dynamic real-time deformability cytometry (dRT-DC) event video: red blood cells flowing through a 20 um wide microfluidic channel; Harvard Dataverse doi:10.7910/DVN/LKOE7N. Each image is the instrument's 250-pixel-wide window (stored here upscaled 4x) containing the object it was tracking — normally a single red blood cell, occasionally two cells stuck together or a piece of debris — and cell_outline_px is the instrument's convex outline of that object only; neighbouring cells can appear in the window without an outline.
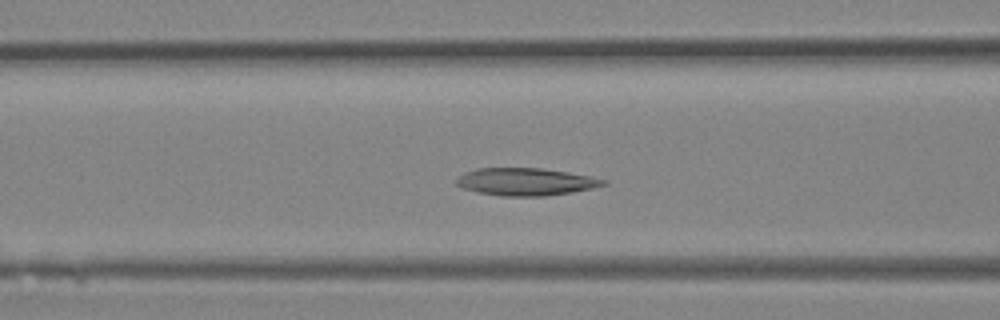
{"species": "Egyptian fruit bat (a non-hibernating species)", "species_latin": "Rousettus aegyptiacus", "temperature_condition": "room temperature", "stored_images_in_passage": 29, "camera_frame_rate_fps": 3000, "um_per_image_px": 0.085, "animal": {"sex": "female"}, "frame": {"image": 1, "passage_image": 8, "time_ms": 2.333, "image_size_px": [1000, 320], "cell_outline_px": [[608, 184], [592, 188], [572, 192], [544, 196], [504, 196], [476, 192], [460, 188], [456, 184], [456, 180], [464, 172], [476, 168], [540, 168], [568, 172], [608, 180]], "centroid_in_image_um": [44.67, 15.45], "position_along_channel_um": 121.9, "area_um2": 23.58}}
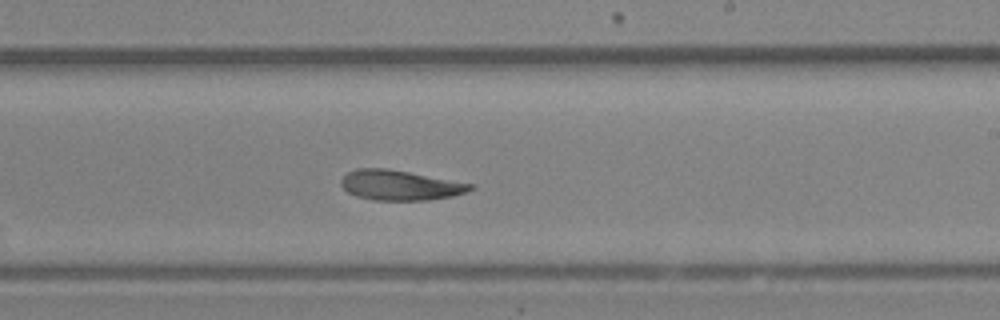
{"frame": {"image": 2, "passage_image": 15, "time_ms": 4.667, "image_size_px": [1000, 320], "cell_outline_px": [[476, 188], [468, 192], [452, 196], [428, 200], [372, 200], [356, 196], [348, 192], [340, 184], [340, 180], [348, 172], [356, 168], [388, 168], [476, 184]], "centroid_in_image_um": [34.04, 15.74], "position_along_channel_um": 255.0, "area_um2": 22.89}}
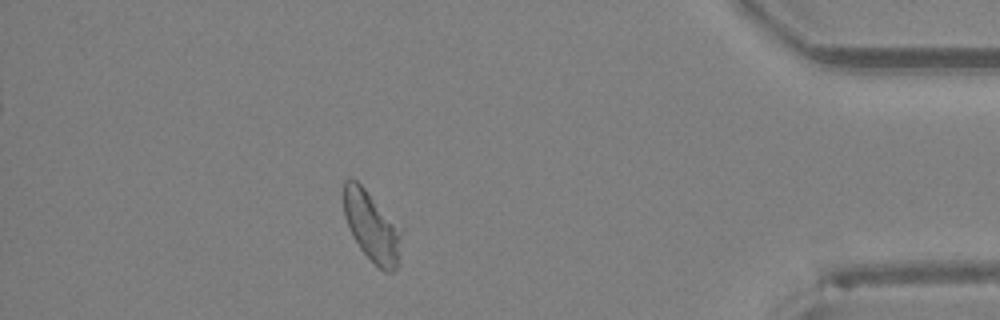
{"frame": {"image": 3, "passage_image": 25, "time_ms": 8.0, "image_size_px": [1000, 320], "cell_outline_px": [[400, 264], [392, 272], [384, 272], [360, 248], [352, 236], [344, 216], [344, 180], [348, 176], [352, 176], [364, 188], [400, 232]], "centroid_in_image_um": [31.55, 19.27], "position_along_channel_um": 403.7, "area_um2": 22.72}}